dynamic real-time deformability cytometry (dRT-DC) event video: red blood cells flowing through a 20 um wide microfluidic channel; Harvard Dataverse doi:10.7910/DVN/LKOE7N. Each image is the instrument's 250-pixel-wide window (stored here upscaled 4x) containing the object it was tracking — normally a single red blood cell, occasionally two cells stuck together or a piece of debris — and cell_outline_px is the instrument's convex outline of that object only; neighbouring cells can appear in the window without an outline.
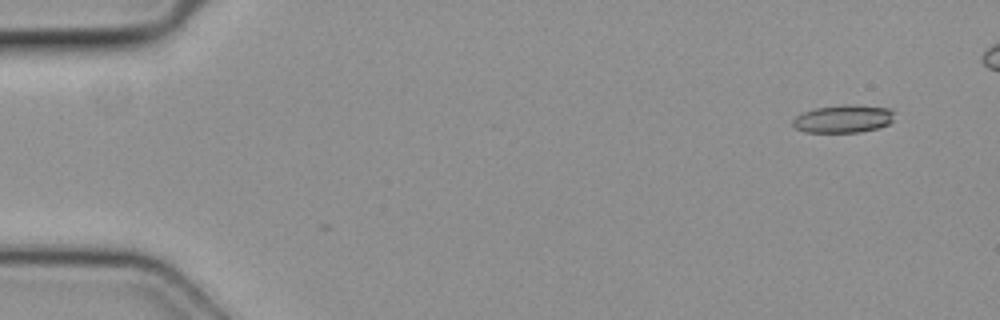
{"species": "common noctule bat (a hibernating species)", "species_latin": "Nyctalus noctula", "temperature_condition": "cold", "stored_images_in_passage": 5, "camera_frame_rate_fps": 3000, "um_per_image_px": 0.085, "animal": {"sex": "female", "body_mass_g": 19.3, "forearm_length_mm": 54.1}, "frame": {"image": 1, "passage_image": 1, "time_ms": 0.0, "image_size_px": [1000, 320], "cell_outline_px": [[892, 120], [888, 124], [880, 128], [860, 132], [804, 132], [796, 128], [792, 124], [792, 120], [796, 116], [804, 112], [816, 108], [888, 108], [892, 112]], "centroid_in_image_um": [71.61, 10.18], "position_along_channel_um": 13.4, "area_um2": 15.26}}